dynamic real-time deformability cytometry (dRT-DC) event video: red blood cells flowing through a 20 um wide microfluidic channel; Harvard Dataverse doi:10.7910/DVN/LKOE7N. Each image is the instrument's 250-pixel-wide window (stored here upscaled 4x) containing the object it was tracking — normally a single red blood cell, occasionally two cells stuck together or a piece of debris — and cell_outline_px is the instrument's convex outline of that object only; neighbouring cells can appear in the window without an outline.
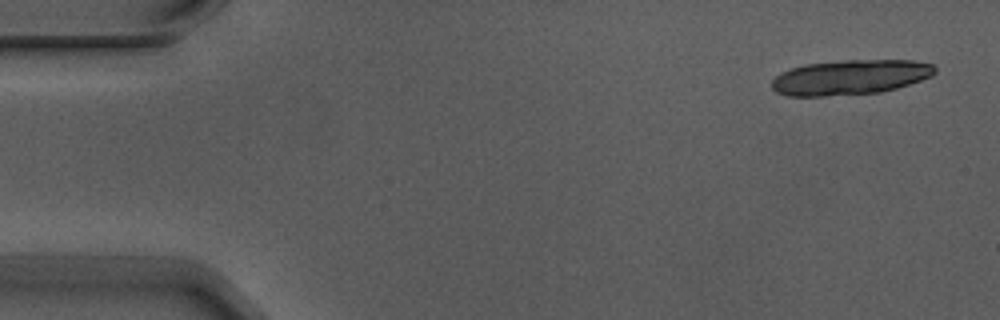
{"species": "Egyptian fruit bat (a non-hibernating species)", "species_latin": "Rousettus aegyptiacus", "temperature_condition": "warm", "stored_images_in_passage": 4, "camera_frame_rate_fps": 3000, "um_per_image_px": 0.085, "animal": {"sex": "male"}, "frame": {"image": 1, "passage_image": 1, "time_ms": 0.0, "image_size_px": [1000, 320], "cell_outline_px": [[936, 72], [932, 76], [896, 88], [880, 92], [824, 96], [788, 96], [776, 92], [772, 88], [772, 80], [780, 72], [804, 64], [848, 60], [912, 60], [932, 64], [936, 68]], "centroid_in_image_um": [72.25, 6.56], "position_along_channel_um": 12.8, "area_um2": 33.12}}